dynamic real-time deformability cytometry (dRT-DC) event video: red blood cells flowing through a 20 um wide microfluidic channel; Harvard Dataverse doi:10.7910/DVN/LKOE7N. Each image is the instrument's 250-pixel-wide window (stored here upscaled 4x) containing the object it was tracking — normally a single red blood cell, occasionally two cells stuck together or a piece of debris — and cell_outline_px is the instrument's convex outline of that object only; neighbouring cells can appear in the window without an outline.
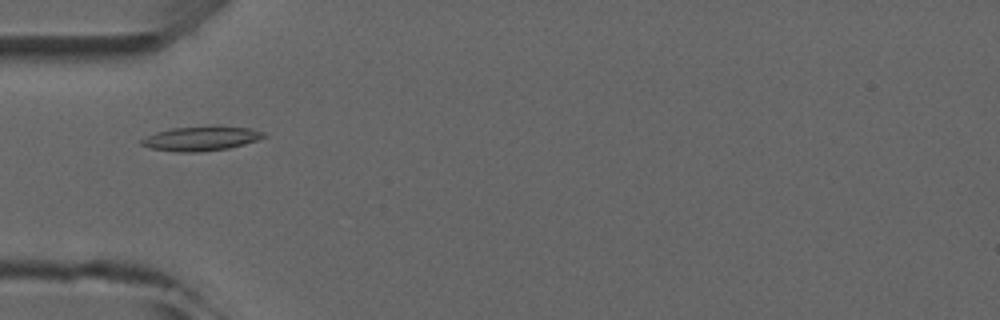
{"species": "common noctule bat (a hibernating species)", "species_latin": "Nyctalus noctula", "temperature_condition": "room temperature", "stored_images_in_passage": 6, "camera_frame_rate_fps": 3000, "um_per_image_px": 0.085, "animal": {"sex": "male", "forearm_length_mm": 52.5}, "frame": {"image": 1, "passage_image": 5, "time_ms": 4.667, "image_size_px": [1000, 320], "cell_outline_px": [[264, 136], [256, 140], [244, 144], [228, 148], [200, 152], [176, 152], [152, 148], [140, 144], [140, 140], [156, 132], [172, 128], [212, 124], [248, 128], [264, 132]], "centroid_in_image_um": [17.08, 11.75], "position_along_channel_um": 67.9, "area_um2": 17.57}}
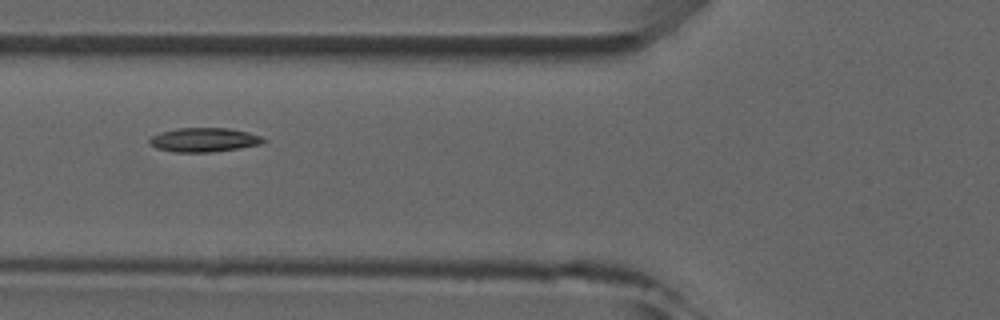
{"frame": {"image": 2, "passage_image": 6, "time_ms": 5.667, "image_size_px": [1000, 320], "cell_outline_px": [[264, 140], [260, 144], [240, 148], [212, 152], [172, 152], [156, 148], [148, 140], [152, 136], [160, 132], [180, 128], [228, 128], [248, 132], [260, 136]], "centroid_in_image_um": [17.31, 11.89], "position_along_channel_um": 108.5, "area_um2": 15.84}}